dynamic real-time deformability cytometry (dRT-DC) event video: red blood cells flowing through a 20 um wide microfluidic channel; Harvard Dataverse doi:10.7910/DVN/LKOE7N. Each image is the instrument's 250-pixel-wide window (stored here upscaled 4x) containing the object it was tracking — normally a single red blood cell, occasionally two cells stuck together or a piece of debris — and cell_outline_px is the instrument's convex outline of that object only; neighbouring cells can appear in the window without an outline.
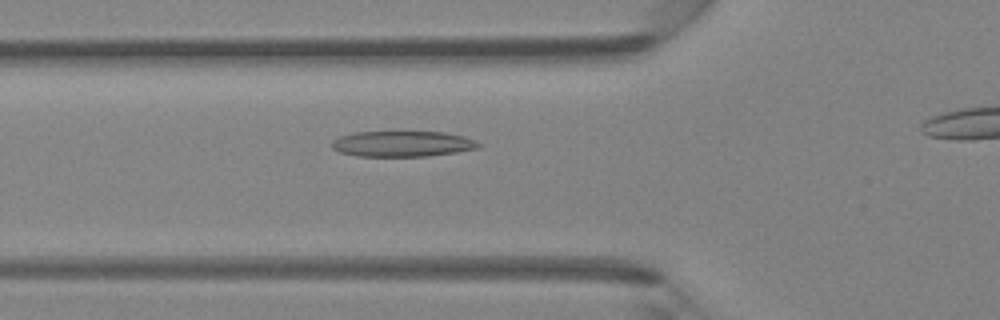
{"species": "Egyptian fruit bat (a non-hibernating species)", "species_latin": "Rousettus aegyptiacus", "temperature_condition": "room temperature", "stored_images_in_passage": 33, "camera_frame_rate_fps": 3000, "um_per_image_px": 0.085, "animal": {"sex": "female"}, "frame": {"image": 1, "passage_image": 11, "time_ms": 3.333, "image_size_px": [1000, 320], "cell_outline_px": [[480, 144], [476, 148], [456, 152], [428, 156], [356, 156], [340, 152], [332, 148], [332, 140], [340, 136], [356, 132], [444, 132], [464, 136], [476, 140]], "centroid_in_image_um": [34.19, 12.22], "position_along_channel_um": 91.6, "area_um2": 21.85}}
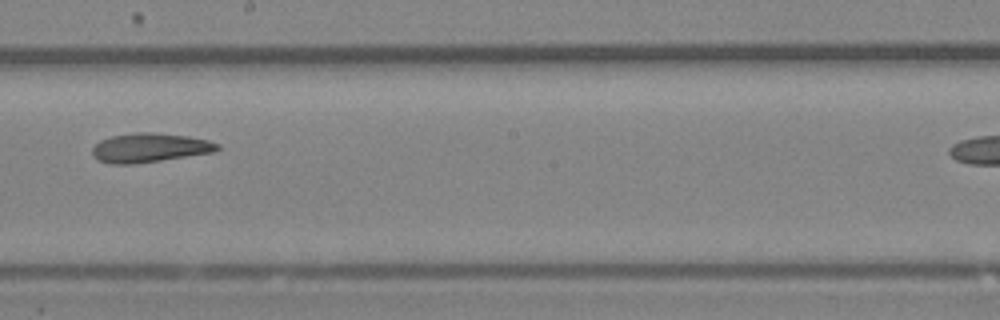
{"frame": {"image": 2, "passage_image": 21, "time_ms": 6.667, "image_size_px": [1000, 320], "cell_outline_px": [[220, 148], [216, 152], [136, 164], [108, 164], [96, 160], [92, 156], [92, 148], [100, 140], [112, 136], [136, 132], [152, 132], [188, 136], [208, 140], [220, 144]], "centroid_in_image_um": [12.72, 12.57], "position_along_channel_um": 235.5, "area_um2": 21.56}}
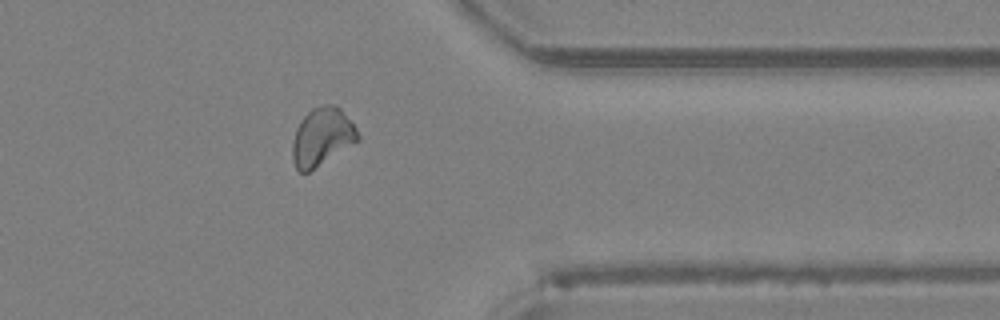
{"frame": {"image": 3, "passage_image": 32, "time_ms": 10.333, "image_size_px": [1000, 320], "cell_outline_px": [[360, 140], [308, 172], [300, 172], [296, 168], [292, 160], [292, 144], [296, 128], [300, 120], [312, 108], [324, 104], [336, 104], [340, 108], [356, 128], [360, 136]], "centroid_in_image_um": [27.36, 11.62], "position_along_channel_um": 384.0, "area_um2": 22.08}}